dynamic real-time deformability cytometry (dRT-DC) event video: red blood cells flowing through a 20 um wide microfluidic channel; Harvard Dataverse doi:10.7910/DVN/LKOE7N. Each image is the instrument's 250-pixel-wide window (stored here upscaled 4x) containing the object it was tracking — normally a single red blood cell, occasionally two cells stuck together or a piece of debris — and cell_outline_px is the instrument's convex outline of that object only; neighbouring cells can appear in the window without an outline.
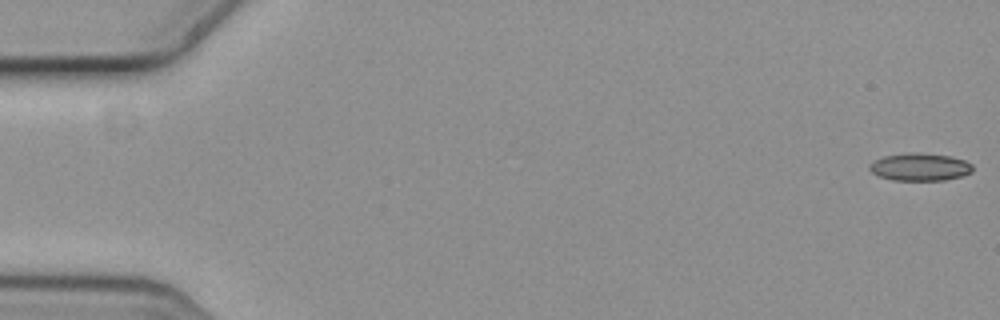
{"species": "common noctule bat (a hibernating species)", "species_latin": "Nyctalus noctula", "temperature_condition": "cold", "stored_images_in_passage": 4, "camera_frame_rate_fps": 3000, "um_per_image_px": 0.085, "animal": {"sex": "female", "body_mass_g": 19.3, "forearm_length_mm": 54.1}, "frame": {"image": 1, "passage_image": 1, "time_ms": 0.0, "image_size_px": [1000, 320], "cell_outline_px": [[972, 172], [960, 176], [944, 180], [892, 180], [880, 176], [872, 172], [868, 168], [868, 164], [884, 156], [912, 152], [916, 152], [948, 156], [964, 160], [972, 164]], "centroid_in_image_um": [78.17, 14.19], "position_along_channel_um": 6.8, "area_um2": 16.42}}